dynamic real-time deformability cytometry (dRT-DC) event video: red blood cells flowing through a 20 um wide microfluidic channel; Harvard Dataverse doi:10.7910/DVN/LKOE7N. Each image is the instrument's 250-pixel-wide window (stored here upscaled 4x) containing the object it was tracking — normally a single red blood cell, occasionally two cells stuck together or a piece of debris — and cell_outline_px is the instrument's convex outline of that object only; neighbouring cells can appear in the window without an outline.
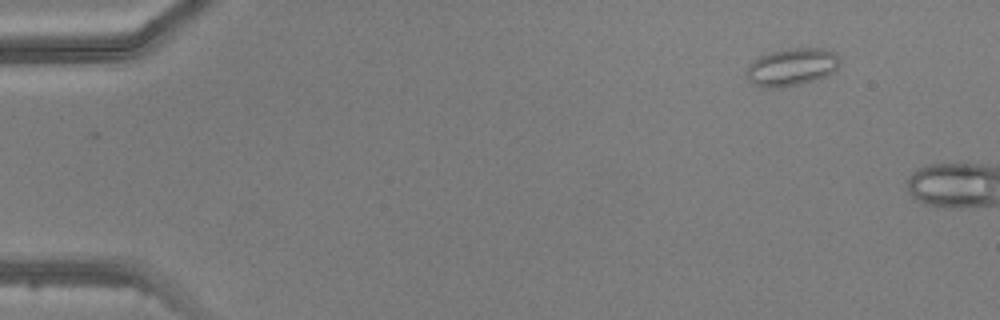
{"species": "common noctule bat (a hibernating species)", "species_latin": "Nyctalus noctula", "temperature_condition": "warm", "stored_images_in_passage": 4, "camera_frame_rate_fps": 3000, "um_per_image_px": 0.085, "animal": {"sex": "male", "body_mass_g": 20.5, "forearm_length_mm": 52.5}, "frame": {"image": 1, "passage_image": 4, "time_ms": 5.0, "image_size_px": [1000, 320], "cell_outline_px": [[840, 64], [828, 76], [816, 80], [780, 88], [760, 88], [752, 84], [748, 80], [744, 72], [748, 64], [752, 60], [760, 56], [772, 52], [788, 48], [824, 48], [836, 52], [840, 60]], "centroid_in_image_um": [67.27, 5.71], "position_along_channel_um": 17.7, "area_um2": 20.92}}